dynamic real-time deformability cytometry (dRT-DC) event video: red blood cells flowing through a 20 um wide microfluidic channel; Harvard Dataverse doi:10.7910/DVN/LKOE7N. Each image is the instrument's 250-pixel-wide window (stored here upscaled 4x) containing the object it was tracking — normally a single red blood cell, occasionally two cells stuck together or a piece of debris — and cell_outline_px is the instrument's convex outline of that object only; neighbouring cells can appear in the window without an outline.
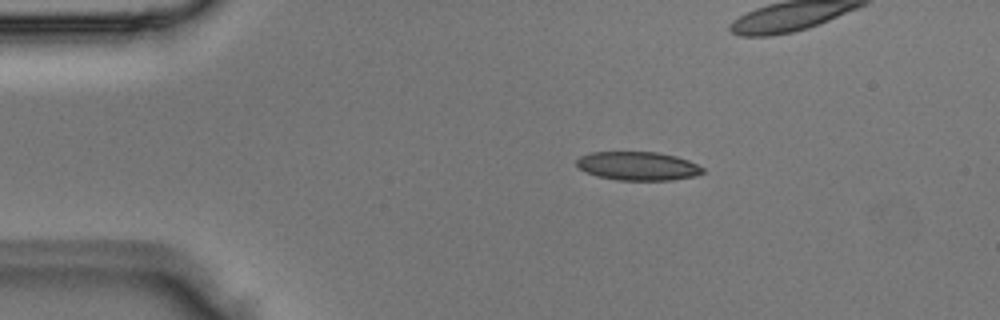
{"species": "Egyptian fruit bat (a non-hibernating species)", "species_latin": "Rousettus aegyptiacus", "temperature_condition": "room temperature", "stored_images_in_passage": 4, "camera_frame_rate_fps": 3000, "um_per_image_px": 0.085, "animal": {"sex": "male"}, "frame": {"image": 1, "passage_image": 2, "time_ms": 0.333, "image_size_px": [1000, 320], "cell_outline_px": [[704, 172], [696, 176], [672, 180], [616, 180], [596, 176], [580, 168], [576, 164], [576, 160], [580, 156], [592, 152], [660, 152], [676, 156], [688, 160], [704, 168]], "centroid_in_image_um": [54.24, 14.11], "position_along_channel_um": 30.8, "area_um2": 21.1}}